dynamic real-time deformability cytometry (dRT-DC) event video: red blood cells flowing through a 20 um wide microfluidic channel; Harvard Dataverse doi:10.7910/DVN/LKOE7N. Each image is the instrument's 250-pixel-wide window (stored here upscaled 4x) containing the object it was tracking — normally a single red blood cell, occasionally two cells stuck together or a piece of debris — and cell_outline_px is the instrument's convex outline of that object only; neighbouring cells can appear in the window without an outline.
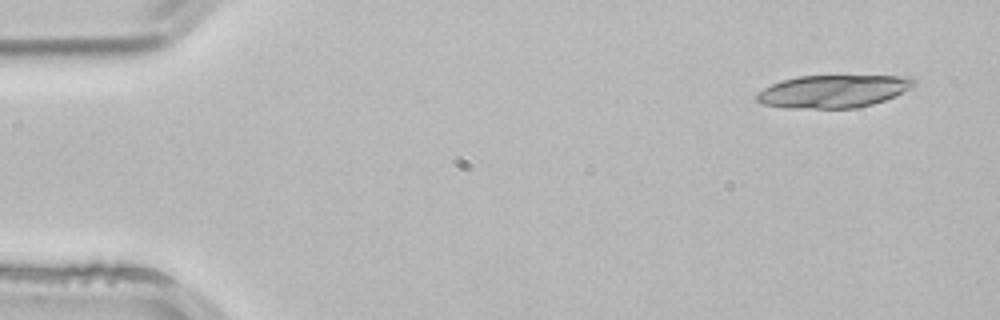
{"species": "common noctule bat (a hibernating species)", "species_latin": "Nyctalus noctula", "temperature_condition": "room temperature", "stored_images_in_passage": 3, "camera_frame_rate_fps": 3000, "um_per_image_px": 0.085, "animal": {"sex": "male", "body_mass_g": 21.5, "forearm_length_mm": 52.0}, "frame": {"image": 1, "passage_image": 1, "time_ms": 0.0, "image_size_px": [1000, 320], "cell_outline_px": [[916, 84], [912, 88], [884, 100], [872, 104], [856, 108], [784, 108], [764, 104], [756, 100], [756, 92], [780, 80], [800, 76], [912, 76], [916, 80]], "centroid_in_image_um": [70.83, 7.75], "position_along_channel_um": 14.2, "area_um2": 30.06}}